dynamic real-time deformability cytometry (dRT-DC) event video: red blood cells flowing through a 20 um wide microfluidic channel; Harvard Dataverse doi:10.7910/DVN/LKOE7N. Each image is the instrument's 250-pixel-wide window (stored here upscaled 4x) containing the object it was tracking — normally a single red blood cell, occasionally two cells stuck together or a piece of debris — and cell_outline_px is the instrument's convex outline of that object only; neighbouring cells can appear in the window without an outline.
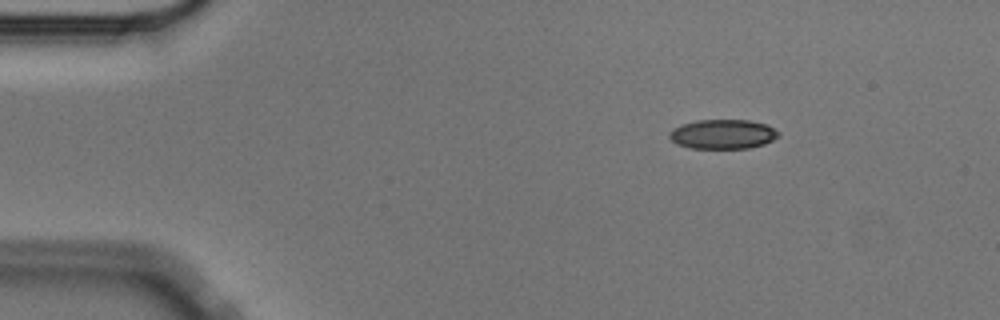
{"species": "Egyptian fruit bat (a non-hibernating species)", "species_latin": "Rousettus aegyptiacus", "temperature_condition": "cold", "stored_images_in_passage": 49, "camera_frame_rate_fps": 3000, "um_per_image_px": 0.085, "animal": {"sex": "male"}, "frame": {"image": 1, "passage_image": 1, "time_ms": 0.0, "image_size_px": [1000, 320], "cell_outline_px": [[780, 136], [764, 144], [748, 148], [688, 148], [676, 144], [668, 136], [668, 132], [672, 128], [680, 124], [696, 120], [748, 120], [768, 124], [780, 132]], "centroid_in_image_um": [61.42, 11.39], "position_along_channel_um": 23.6, "area_um2": 19.02}}
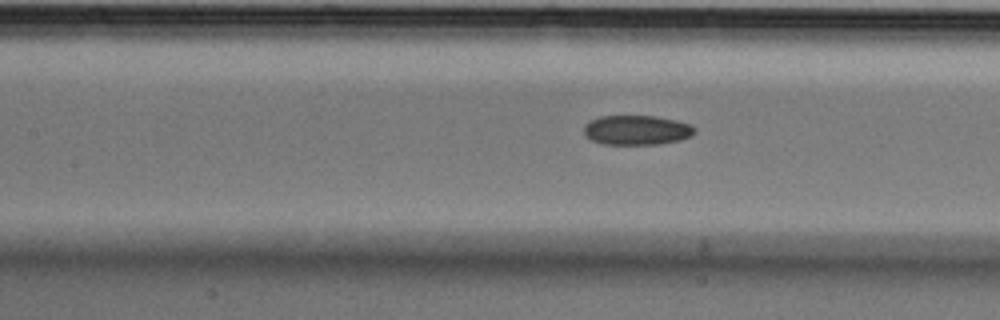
{"frame": {"image": 2, "passage_image": 18, "time_ms": 5.667, "image_size_px": [1000, 320], "cell_outline_px": [[696, 132], [692, 136], [680, 140], [660, 144], [604, 144], [592, 140], [584, 132], [584, 124], [588, 120], [600, 116], [656, 116], [676, 120], [688, 124], [696, 128]], "centroid_in_image_um": [54.13, 11.05], "position_along_channel_um": 153.3, "area_um2": 19.19}}
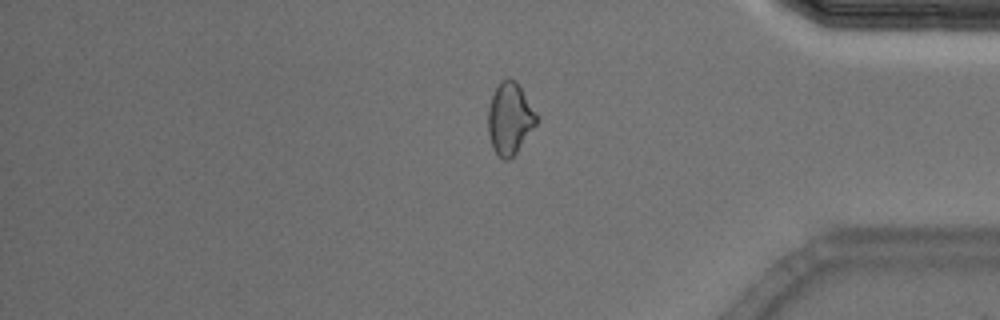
{"frame": {"image": 3, "passage_image": 40, "time_ms": 13.0, "image_size_px": [1000, 320], "cell_outline_px": [[536, 124], [516, 152], [508, 160], [504, 160], [492, 148], [488, 132], [488, 108], [492, 96], [500, 80], [516, 80], [536, 112]], "centroid_in_image_um": [43.31, 10.07], "position_along_channel_um": 391.9, "area_um2": 19.83}, "authors_computed_cell_mechanics": {"area_um2": 19.7676, "velocity_mm_per_s": 3.5473, "shape_relaxation_time_tau1_ms": null, "shape_relaxation_time_tau2_ms": 5.0346, "deformation_change_tau1": null, "deformation_change_tau2": 0.1006}}